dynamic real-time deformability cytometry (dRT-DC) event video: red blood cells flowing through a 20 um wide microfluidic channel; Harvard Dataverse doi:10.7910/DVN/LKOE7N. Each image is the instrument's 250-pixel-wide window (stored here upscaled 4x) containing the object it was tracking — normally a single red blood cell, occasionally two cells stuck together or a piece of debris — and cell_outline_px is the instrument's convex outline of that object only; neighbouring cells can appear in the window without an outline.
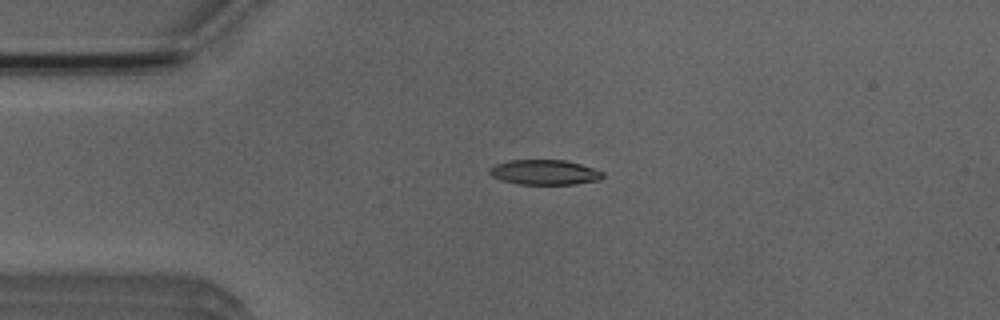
{"species": "Egyptian fruit bat (a non-hibernating species)", "species_latin": "Rousettus aegyptiacus", "temperature_condition": "room temperature", "stored_images_in_passage": 4, "camera_frame_rate_fps": 3000, "um_per_image_px": 0.085, "animal": {"sex": "male"}, "frame": {"image": 1, "passage_image": 4, "time_ms": 3.333, "image_size_px": [1000, 320], "cell_outline_px": [[604, 176], [600, 180], [576, 184], [520, 184], [500, 180], [492, 176], [488, 172], [488, 168], [496, 164], [508, 160], [564, 160], [580, 164], [604, 172]], "centroid_in_image_um": [46.27, 14.64], "position_along_channel_um": 38.7, "area_um2": 16.53}}